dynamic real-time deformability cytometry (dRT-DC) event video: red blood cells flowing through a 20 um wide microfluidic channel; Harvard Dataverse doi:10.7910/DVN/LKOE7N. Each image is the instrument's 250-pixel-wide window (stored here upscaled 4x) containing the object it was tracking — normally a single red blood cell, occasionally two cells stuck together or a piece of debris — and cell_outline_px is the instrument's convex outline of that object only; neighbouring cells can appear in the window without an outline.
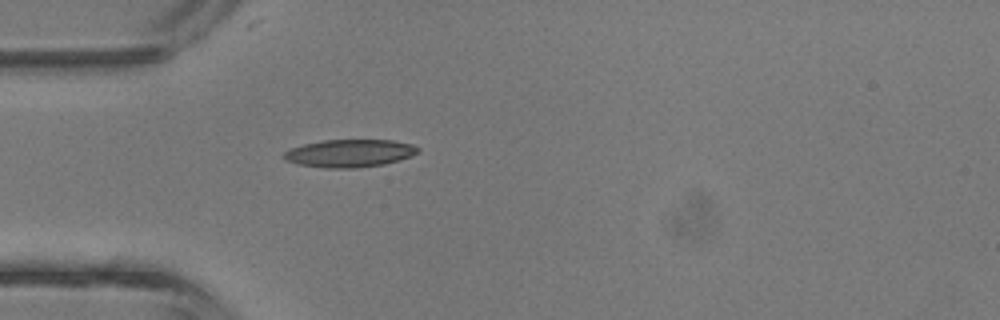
{"species": "common noctule bat (a hibernating species)", "species_latin": "Nyctalus noctula", "temperature_condition": "room temperature", "stored_images_in_passage": 30, "camera_frame_rate_fps": 3000, "um_per_image_px": 0.085, "animal": {"sex": "male", "body_mass_g": 13.3}, "frame": {"image": 1, "passage_image": 1, "time_ms": 0.0, "image_size_px": [1000, 320], "cell_outline_px": [[420, 152], [412, 156], [400, 160], [384, 164], [356, 168], [328, 168], [300, 164], [284, 160], [280, 156], [288, 148], [304, 144], [324, 140], [392, 140], [412, 144], [420, 148]], "centroid_in_image_um": [29.72, 13.02], "position_along_channel_um": 55.3, "area_um2": 21.85}}
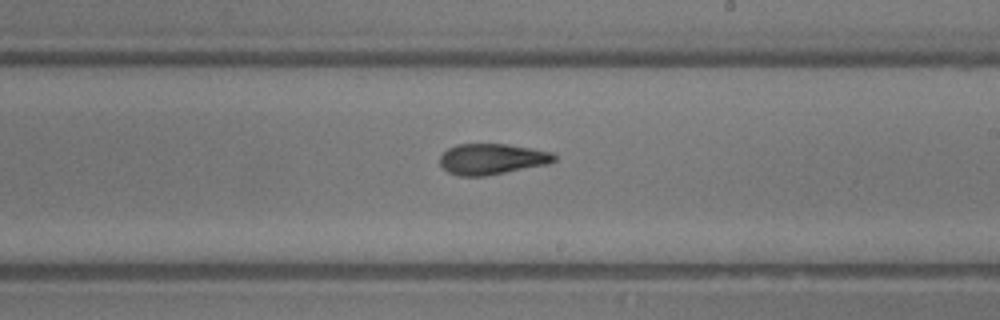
{"frame": {"image": 2, "passage_image": 13, "time_ms": 4.0, "image_size_px": [1000, 320], "cell_outline_px": [[556, 160], [548, 164], [484, 176], [460, 176], [448, 172], [440, 164], [440, 156], [448, 148], [456, 144], [508, 144], [532, 148], [552, 152], [556, 156]], "centroid_in_image_um": [41.82, 13.51], "position_along_channel_um": 247.2, "area_um2": 20.52}}
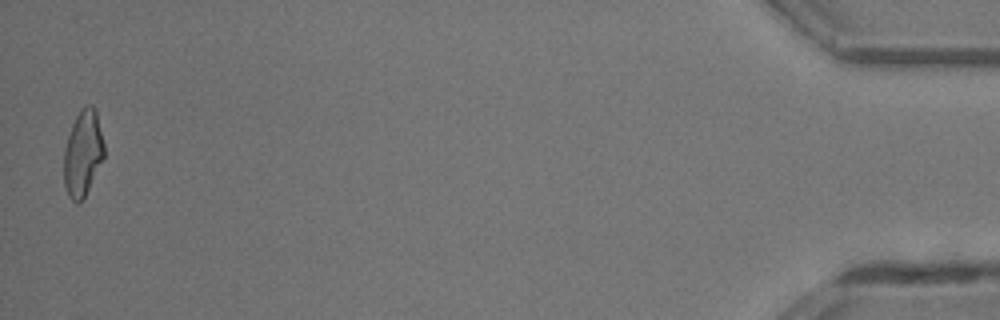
{"frame": {"image": 3, "passage_image": 30, "time_ms": 9.667, "image_size_px": [1000, 320], "cell_outline_px": [[104, 156], [84, 196], [76, 204], [68, 196], [64, 184], [64, 148], [72, 124], [80, 108], [84, 104], [92, 104], [96, 108], [104, 144]], "centroid_in_image_um": [7.04, 12.96], "position_along_channel_um": 428.2, "area_um2": 20.06}, "authors_computed_cell_mechanics": {"area_um2": 20.3167, "velocity_mm_per_s": 4.9261, "shape_relaxation_time_tau1_ms": 4.3791, "shape_relaxation_time_tau2_ms": 2.5077, "deformation_change_tau1": 0.1944, "deformation_change_tau2": 0.1298}}